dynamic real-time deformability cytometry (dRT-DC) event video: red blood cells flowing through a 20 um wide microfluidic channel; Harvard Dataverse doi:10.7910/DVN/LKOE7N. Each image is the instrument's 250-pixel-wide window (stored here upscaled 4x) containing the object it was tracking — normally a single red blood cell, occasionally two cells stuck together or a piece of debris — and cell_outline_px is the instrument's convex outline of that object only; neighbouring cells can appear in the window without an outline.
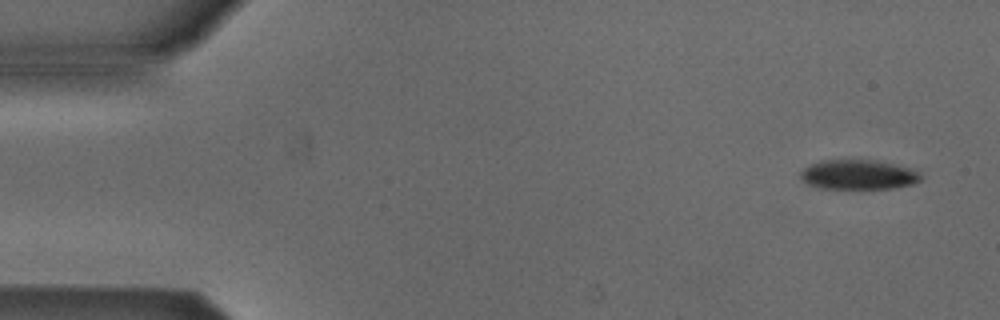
{"species": "Egyptian fruit bat (a non-hibernating species)", "species_latin": "Rousettus aegyptiacus", "temperature_condition": "cold", "stored_images_in_passage": 5, "camera_frame_rate_fps": 3000, "um_per_image_px": 0.085, "animal": {"sex": "male"}, "frame": {"image": 1, "passage_image": 1, "time_ms": 0.0, "image_size_px": [1000, 320], "cell_outline_px": [[924, 176], [916, 184], [896, 188], [820, 188], [808, 184], [800, 176], [800, 172], [804, 168], [820, 160], [876, 160], [908, 168]], "centroid_in_image_um": [72.97, 14.85], "position_along_channel_um": 12.0, "area_um2": 20.63}}
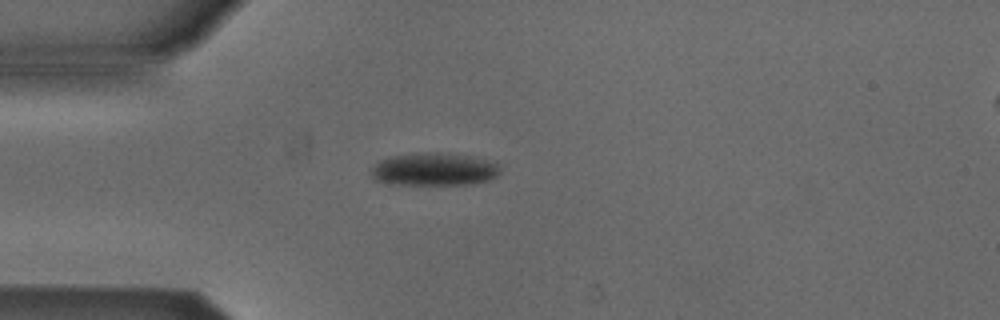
{"frame": {"image": 2, "passage_image": 4, "time_ms": 1.0, "image_size_px": [1000, 320], "cell_outline_px": [[500, 172], [496, 176], [488, 180], [472, 184], [392, 184], [376, 180], [372, 176], [372, 168], [380, 160], [392, 156], [428, 152], [436, 152], [468, 156], [500, 164]], "centroid_in_image_um": [36.91, 14.39], "position_along_channel_um": 48.1, "area_um2": 24.28}}